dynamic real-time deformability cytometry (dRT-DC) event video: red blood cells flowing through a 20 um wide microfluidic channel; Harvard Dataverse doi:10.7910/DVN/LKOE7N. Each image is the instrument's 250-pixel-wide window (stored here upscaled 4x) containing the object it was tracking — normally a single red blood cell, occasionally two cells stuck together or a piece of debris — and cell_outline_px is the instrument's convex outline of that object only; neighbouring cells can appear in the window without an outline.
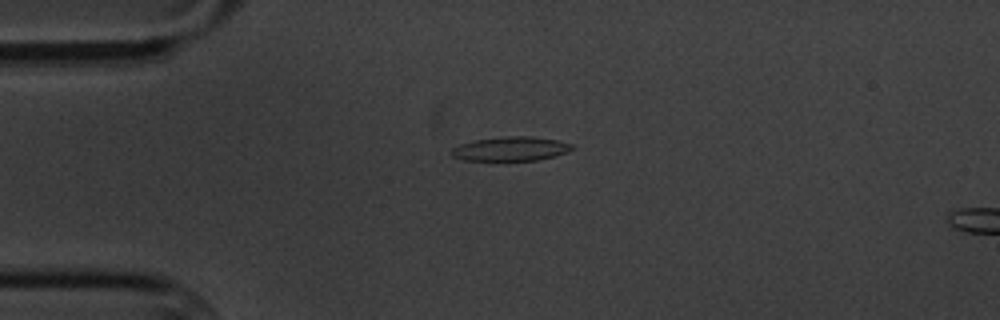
{"species": "common noctule bat (a hibernating species)", "species_latin": "Nyctalus noctula", "temperature_condition": "cold", "stored_images_in_passage": 6, "camera_frame_rate_fps": 3000, "um_per_image_px": 0.085, "animal": {"sex": "male", "body_mass_g": 20.1, "forearm_length_mm": 53.5}, "frame": {"image": 1, "passage_image": 4, "time_ms": 4.333, "image_size_px": [1000, 320], "cell_outline_px": [[576, 148], [552, 156], [536, 160], [464, 160], [452, 156], [452, 148], [460, 144], [476, 140], [508, 136], [532, 136], [556, 140], [572, 144]], "centroid_in_image_um": [43.41, 12.64], "position_along_channel_um": 41.6, "area_um2": 16.65}}